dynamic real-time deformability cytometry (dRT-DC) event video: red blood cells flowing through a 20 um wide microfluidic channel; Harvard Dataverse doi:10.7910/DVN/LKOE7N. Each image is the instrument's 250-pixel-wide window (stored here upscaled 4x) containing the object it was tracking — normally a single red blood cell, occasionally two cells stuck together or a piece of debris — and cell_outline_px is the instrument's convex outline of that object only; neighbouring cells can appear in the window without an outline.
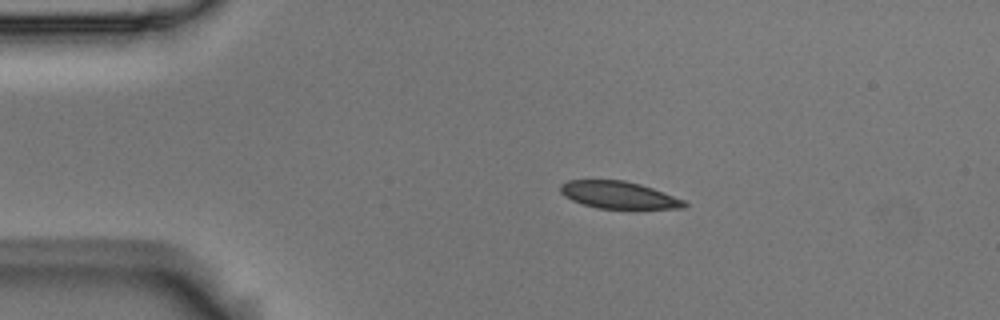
{"species": "Egyptian fruit bat (a non-hibernating species)", "species_latin": "Rousettus aegyptiacus", "temperature_condition": "room temperature", "stored_images_in_passage": 4, "segment_of_instrument_passage": [1, 2], "camera_frame_rate_fps": 3000, "um_per_image_px": 0.085, "animal": {"sex": "male"}, "frame": {"image": 1, "passage_image": 2, "time_ms": 0.333, "image_size_px": [1000, 320], "cell_outline_px": [[688, 204], [684, 208], [596, 208], [572, 200], [564, 196], [560, 192], [560, 184], [568, 180], [624, 180], [640, 184], [664, 192], [684, 200]], "centroid_in_image_um": [52.56, 16.56], "position_along_channel_um": 32.4, "area_um2": 19.48}}